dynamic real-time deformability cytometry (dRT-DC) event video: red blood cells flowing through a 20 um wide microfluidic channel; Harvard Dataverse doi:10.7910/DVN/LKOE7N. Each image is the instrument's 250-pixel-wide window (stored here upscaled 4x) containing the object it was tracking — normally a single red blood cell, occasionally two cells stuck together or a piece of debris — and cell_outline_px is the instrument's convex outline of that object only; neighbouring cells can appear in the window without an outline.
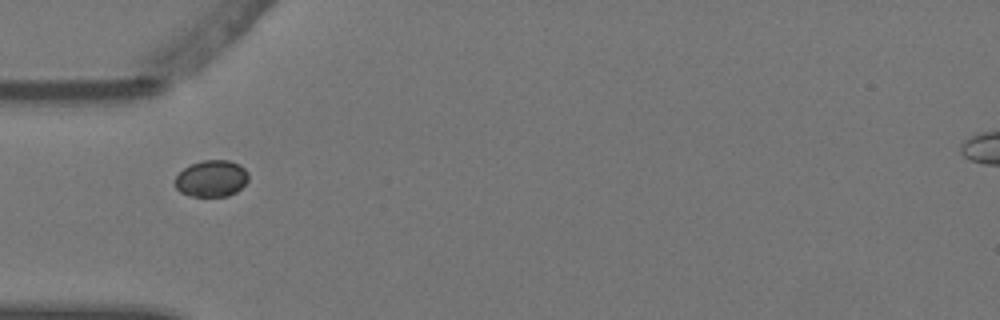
{"species": "Egyptian fruit bat (a non-hibernating species)", "species_latin": "Rousettus aegyptiacus", "temperature_condition": "warm", "stored_images_in_passage": 7, "camera_frame_rate_fps": 3000, "um_per_image_px": 0.085, "animal": {"sex": "female"}, "frame": {"image": 1, "passage_image": 3, "time_ms": 0.667, "image_size_px": [1000, 320], "cell_outline_px": [[248, 180], [236, 192], [228, 196], [192, 196], [180, 192], [176, 188], [176, 176], [184, 168], [192, 164], [204, 160], [228, 160], [240, 164], [248, 172]], "centroid_in_image_um": [18.0, 15.17], "position_along_channel_um": 67.0, "area_um2": 15.55}}
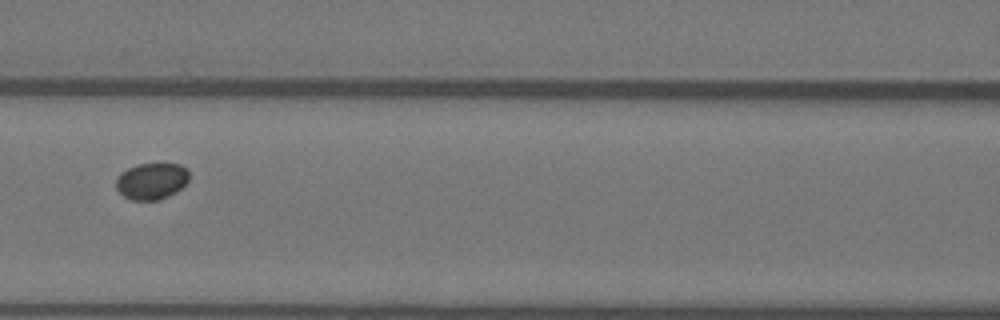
{"frame": {"image": 2, "passage_image": 5, "time_ms": 1.333, "image_size_px": [1000, 320], "cell_outline_px": [[188, 180], [176, 192], [168, 196], [156, 200], [132, 200], [124, 196], [116, 188], [116, 180], [120, 172], [128, 168], [140, 164], [180, 164], [188, 168]], "centroid_in_image_um": [12.88, 15.39], "position_along_channel_um": 153.7, "area_um2": 15.43}}
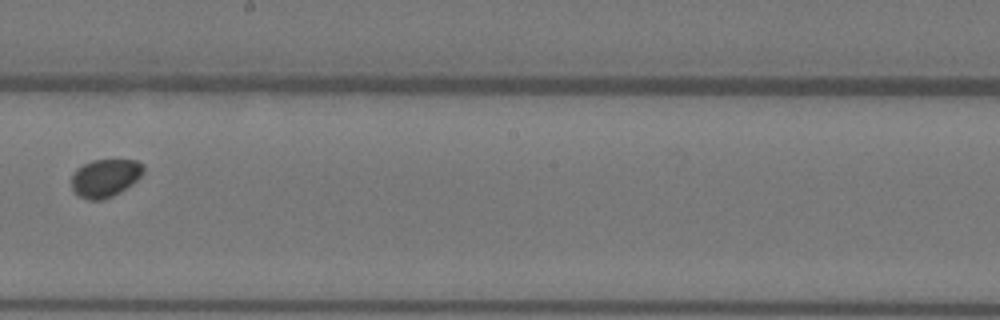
{"frame": {"image": 3, "passage_image": 7, "time_ms": 2.0, "image_size_px": [1000, 320], "cell_outline_px": [[144, 172], [132, 184], [120, 192], [112, 196], [100, 200], [88, 200], [80, 196], [72, 188], [72, 172], [76, 168], [92, 160], [136, 160], [144, 164]], "centroid_in_image_um": [8.94, 15.11], "position_along_channel_um": 239.3, "area_um2": 15.9}}